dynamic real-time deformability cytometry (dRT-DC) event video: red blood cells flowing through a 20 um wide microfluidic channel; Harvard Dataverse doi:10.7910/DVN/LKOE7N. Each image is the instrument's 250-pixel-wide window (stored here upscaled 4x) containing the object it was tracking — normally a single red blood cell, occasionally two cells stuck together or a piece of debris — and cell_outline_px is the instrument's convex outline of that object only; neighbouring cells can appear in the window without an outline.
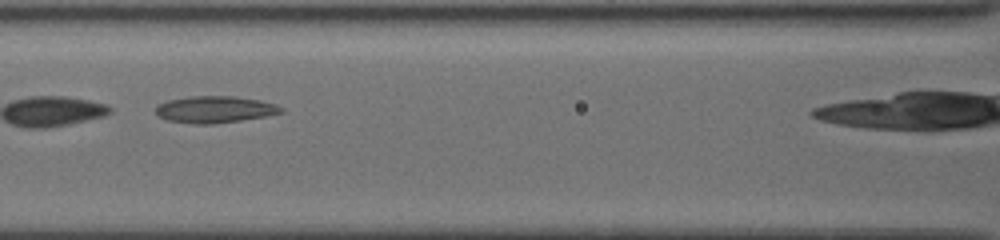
{"species": "common noctule bat (a hibernating species)", "species_latin": "Nyctalus noctula", "temperature_condition": "cold", "stored_images_in_passage": 18, "camera_frame_rate_fps": 3000, "um_per_image_px": 0.085, "animal": {"sex": "female", "body_mass_g": 19.5, "forearm_length_mm": 54.1}, "frame": {"image": 1, "passage_image": 11, "time_ms": 4.0, "image_size_px": [1000, 240], "cell_outline_px": [[284, 112], [264, 116], [240, 120], [212, 124], [192, 124], [168, 120], [160, 116], [156, 112], [156, 104], [168, 100], [192, 96], [236, 96], [260, 100], [284, 108]], "centroid_in_image_um": [18.24, 9.3], "position_along_channel_um": 148.4, "area_um2": 19.42}}